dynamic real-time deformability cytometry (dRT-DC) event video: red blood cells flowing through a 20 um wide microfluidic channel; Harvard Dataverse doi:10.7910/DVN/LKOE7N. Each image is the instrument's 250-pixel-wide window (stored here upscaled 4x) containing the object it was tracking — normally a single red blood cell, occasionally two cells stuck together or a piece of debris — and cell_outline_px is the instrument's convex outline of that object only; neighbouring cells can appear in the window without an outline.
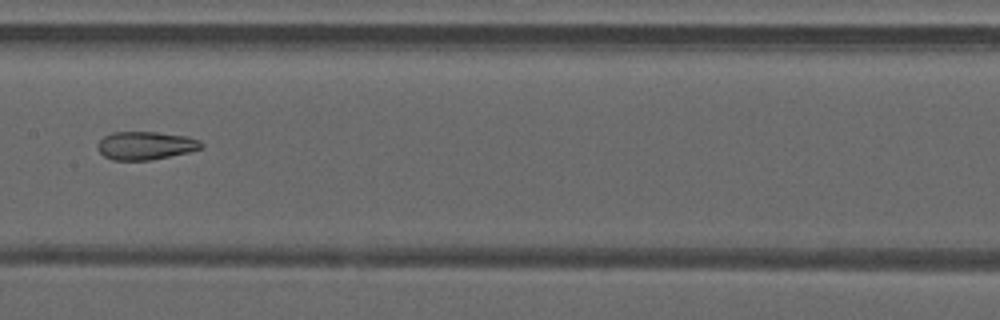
{"species": "common noctule bat (a hibernating species)", "species_latin": "Nyctalus noctula", "temperature_condition": "warm", "stored_images_in_passage": 47, "camera_frame_rate_fps": 3000, "um_per_image_px": 0.085, "animal": {"sex": "male", "forearm_length_mm": 52.5}, "frame": {"image": 1, "passage_image": 24, "time_ms": 7.667, "image_size_px": [1000, 320], "cell_outline_px": [[204, 148], [188, 152], [152, 160], [112, 160], [104, 156], [96, 148], [96, 144], [104, 136], [112, 132], [156, 132], [188, 136], [200, 140], [204, 144]], "centroid_in_image_um": [12.38, 12.37], "position_along_channel_um": 195.0, "area_um2": 17.22}}
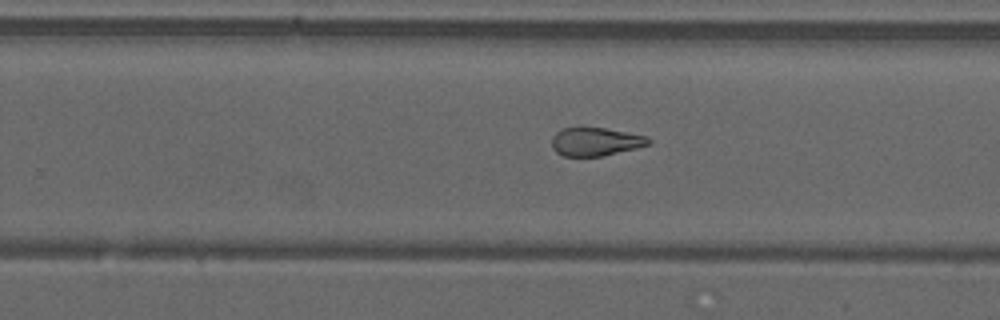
{"frame": {"image": 2, "passage_image": 30, "time_ms": 9.667, "image_size_px": [1000, 320], "cell_outline_px": [[652, 140], [648, 144], [636, 148], [600, 156], [564, 156], [556, 152], [552, 148], [552, 136], [556, 132], [564, 128], [604, 128], [648, 136]], "centroid_in_image_um": [50.61, 12.04], "position_along_channel_um": 279.2, "area_um2": 15.78}}
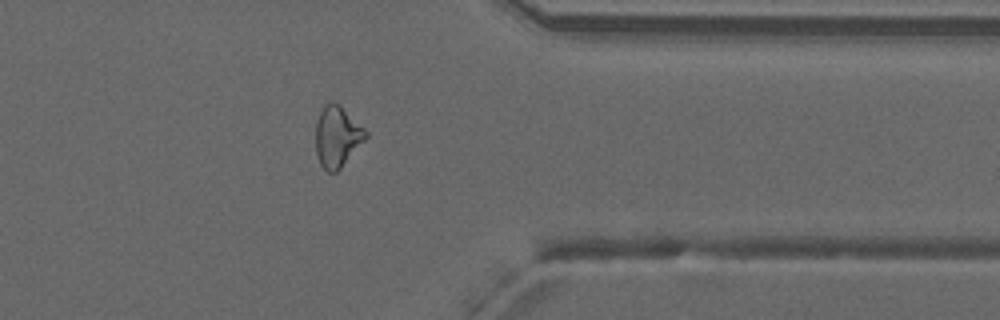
{"frame": {"image": 3, "passage_image": 38, "time_ms": 12.333, "image_size_px": [1000, 320], "cell_outline_px": [[368, 136], [340, 168], [336, 172], [328, 172], [320, 164], [316, 152], [316, 124], [320, 112], [324, 104], [328, 100], [332, 100], [340, 104], [368, 132]], "centroid_in_image_um": [28.65, 11.57], "position_along_channel_um": 382.7, "area_um2": 17.74}, "authors_computed_cell_mechanics": {"area_um2": 19.8254, "velocity_mm_per_s": 4.2301, "shape_relaxation_time_tau1_ms": null, "shape_relaxation_time_tau2_ms": 2.1765, "deformation_change_tau1": null, "deformation_change_tau2": 0.101}}